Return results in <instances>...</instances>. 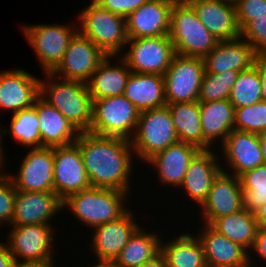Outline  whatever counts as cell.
<instances>
[{"label": "cell", "mask_w": 266, "mask_h": 267, "mask_svg": "<svg viewBox=\"0 0 266 267\" xmlns=\"http://www.w3.org/2000/svg\"><path fill=\"white\" fill-rule=\"evenodd\" d=\"M210 226L246 251L252 249L258 229L254 213L244 207L237 212L215 219Z\"/></svg>", "instance_id": "obj_30"}, {"label": "cell", "mask_w": 266, "mask_h": 267, "mask_svg": "<svg viewBox=\"0 0 266 267\" xmlns=\"http://www.w3.org/2000/svg\"><path fill=\"white\" fill-rule=\"evenodd\" d=\"M237 23L240 30L256 17L266 15V0H240L236 5Z\"/></svg>", "instance_id": "obj_41"}, {"label": "cell", "mask_w": 266, "mask_h": 267, "mask_svg": "<svg viewBox=\"0 0 266 267\" xmlns=\"http://www.w3.org/2000/svg\"><path fill=\"white\" fill-rule=\"evenodd\" d=\"M226 161L232 168V175L242 173L264 164L260 134L233 129L222 143Z\"/></svg>", "instance_id": "obj_21"}, {"label": "cell", "mask_w": 266, "mask_h": 267, "mask_svg": "<svg viewBox=\"0 0 266 267\" xmlns=\"http://www.w3.org/2000/svg\"><path fill=\"white\" fill-rule=\"evenodd\" d=\"M116 56H106L98 65L90 80L87 82L92 100L123 95L127 80L131 74L127 63L120 59V66L111 67L110 58Z\"/></svg>", "instance_id": "obj_28"}, {"label": "cell", "mask_w": 266, "mask_h": 267, "mask_svg": "<svg viewBox=\"0 0 266 267\" xmlns=\"http://www.w3.org/2000/svg\"><path fill=\"white\" fill-rule=\"evenodd\" d=\"M127 196V192L116 189L90 187L67 197L63 207H68L77 219L95 228L123 216L128 211L123 205Z\"/></svg>", "instance_id": "obj_4"}, {"label": "cell", "mask_w": 266, "mask_h": 267, "mask_svg": "<svg viewBox=\"0 0 266 267\" xmlns=\"http://www.w3.org/2000/svg\"><path fill=\"white\" fill-rule=\"evenodd\" d=\"M258 227L266 228V202L254 212Z\"/></svg>", "instance_id": "obj_47"}, {"label": "cell", "mask_w": 266, "mask_h": 267, "mask_svg": "<svg viewBox=\"0 0 266 267\" xmlns=\"http://www.w3.org/2000/svg\"><path fill=\"white\" fill-rule=\"evenodd\" d=\"M257 56L252 46L241 37L219 41L203 58L205 72L220 74L231 70H248L255 64Z\"/></svg>", "instance_id": "obj_20"}, {"label": "cell", "mask_w": 266, "mask_h": 267, "mask_svg": "<svg viewBox=\"0 0 266 267\" xmlns=\"http://www.w3.org/2000/svg\"><path fill=\"white\" fill-rule=\"evenodd\" d=\"M234 129L256 134L266 133V102L235 109Z\"/></svg>", "instance_id": "obj_38"}, {"label": "cell", "mask_w": 266, "mask_h": 267, "mask_svg": "<svg viewBox=\"0 0 266 267\" xmlns=\"http://www.w3.org/2000/svg\"><path fill=\"white\" fill-rule=\"evenodd\" d=\"M149 0H101L98 4L114 14L126 18Z\"/></svg>", "instance_id": "obj_42"}, {"label": "cell", "mask_w": 266, "mask_h": 267, "mask_svg": "<svg viewBox=\"0 0 266 267\" xmlns=\"http://www.w3.org/2000/svg\"><path fill=\"white\" fill-rule=\"evenodd\" d=\"M16 264L7 244L0 243V267H15Z\"/></svg>", "instance_id": "obj_45"}, {"label": "cell", "mask_w": 266, "mask_h": 267, "mask_svg": "<svg viewBox=\"0 0 266 267\" xmlns=\"http://www.w3.org/2000/svg\"><path fill=\"white\" fill-rule=\"evenodd\" d=\"M204 72L203 58L175 54L163 75L166 103L198 101Z\"/></svg>", "instance_id": "obj_8"}, {"label": "cell", "mask_w": 266, "mask_h": 267, "mask_svg": "<svg viewBox=\"0 0 266 267\" xmlns=\"http://www.w3.org/2000/svg\"><path fill=\"white\" fill-rule=\"evenodd\" d=\"M140 267H167L166 259L163 254L160 252L154 258L148 260Z\"/></svg>", "instance_id": "obj_46"}, {"label": "cell", "mask_w": 266, "mask_h": 267, "mask_svg": "<svg viewBox=\"0 0 266 267\" xmlns=\"http://www.w3.org/2000/svg\"><path fill=\"white\" fill-rule=\"evenodd\" d=\"M157 233H148L138 228L116 258L122 267H140L161 252Z\"/></svg>", "instance_id": "obj_33"}, {"label": "cell", "mask_w": 266, "mask_h": 267, "mask_svg": "<svg viewBox=\"0 0 266 267\" xmlns=\"http://www.w3.org/2000/svg\"><path fill=\"white\" fill-rule=\"evenodd\" d=\"M40 80L23 69L0 72V109L15 113L32 107L40 96Z\"/></svg>", "instance_id": "obj_18"}, {"label": "cell", "mask_w": 266, "mask_h": 267, "mask_svg": "<svg viewBox=\"0 0 266 267\" xmlns=\"http://www.w3.org/2000/svg\"><path fill=\"white\" fill-rule=\"evenodd\" d=\"M168 36L175 54L204 58L219 40L200 22L187 1H175L170 14Z\"/></svg>", "instance_id": "obj_3"}, {"label": "cell", "mask_w": 266, "mask_h": 267, "mask_svg": "<svg viewBox=\"0 0 266 267\" xmlns=\"http://www.w3.org/2000/svg\"><path fill=\"white\" fill-rule=\"evenodd\" d=\"M176 0H149L126 17L128 38L168 35L171 8Z\"/></svg>", "instance_id": "obj_17"}, {"label": "cell", "mask_w": 266, "mask_h": 267, "mask_svg": "<svg viewBox=\"0 0 266 267\" xmlns=\"http://www.w3.org/2000/svg\"><path fill=\"white\" fill-rule=\"evenodd\" d=\"M0 133H1V134H0V169H2V167H3L2 165L4 164V163H3V162H4V161H3V158H4V157H3V154H4V153H2V152H3V149H2V146H1V144H2V143H1V142H2V141H1V140H2V139H1V136H3V131H2L1 129H0Z\"/></svg>", "instance_id": "obj_52"}, {"label": "cell", "mask_w": 266, "mask_h": 267, "mask_svg": "<svg viewBox=\"0 0 266 267\" xmlns=\"http://www.w3.org/2000/svg\"><path fill=\"white\" fill-rule=\"evenodd\" d=\"M140 112L165 105L164 76L131 72L123 94Z\"/></svg>", "instance_id": "obj_27"}, {"label": "cell", "mask_w": 266, "mask_h": 267, "mask_svg": "<svg viewBox=\"0 0 266 267\" xmlns=\"http://www.w3.org/2000/svg\"><path fill=\"white\" fill-rule=\"evenodd\" d=\"M199 104L203 150H208L218 137L224 142L234 129L235 107L229 99L199 102Z\"/></svg>", "instance_id": "obj_26"}, {"label": "cell", "mask_w": 266, "mask_h": 267, "mask_svg": "<svg viewBox=\"0 0 266 267\" xmlns=\"http://www.w3.org/2000/svg\"><path fill=\"white\" fill-rule=\"evenodd\" d=\"M75 143L91 187L129 192L133 163L131 140L81 132Z\"/></svg>", "instance_id": "obj_1"}, {"label": "cell", "mask_w": 266, "mask_h": 267, "mask_svg": "<svg viewBox=\"0 0 266 267\" xmlns=\"http://www.w3.org/2000/svg\"><path fill=\"white\" fill-rule=\"evenodd\" d=\"M139 115L140 111L124 95L95 99L89 132L131 140Z\"/></svg>", "instance_id": "obj_6"}, {"label": "cell", "mask_w": 266, "mask_h": 267, "mask_svg": "<svg viewBox=\"0 0 266 267\" xmlns=\"http://www.w3.org/2000/svg\"><path fill=\"white\" fill-rule=\"evenodd\" d=\"M53 262L47 263H17L15 267H54Z\"/></svg>", "instance_id": "obj_50"}, {"label": "cell", "mask_w": 266, "mask_h": 267, "mask_svg": "<svg viewBox=\"0 0 266 267\" xmlns=\"http://www.w3.org/2000/svg\"><path fill=\"white\" fill-rule=\"evenodd\" d=\"M252 250L266 260V228L258 227Z\"/></svg>", "instance_id": "obj_43"}, {"label": "cell", "mask_w": 266, "mask_h": 267, "mask_svg": "<svg viewBox=\"0 0 266 267\" xmlns=\"http://www.w3.org/2000/svg\"><path fill=\"white\" fill-rule=\"evenodd\" d=\"M255 64L258 66V71L262 86V100L266 102V55H258Z\"/></svg>", "instance_id": "obj_44"}, {"label": "cell", "mask_w": 266, "mask_h": 267, "mask_svg": "<svg viewBox=\"0 0 266 267\" xmlns=\"http://www.w3.org/2000/svg\"><path fill=\"white\" fill-rule=\"evenodd\" d=\"M10 130L3 129V135L11 134L20 145L41 148V135L39 120L34 105L30 108L13 113Z\"/></svg>", "instance_id": "obj_34"}, {"label": "cell", "mask_w": 266, "mask_h": 267, "mask_svg": "<svg viewBox=\"0 0 266 267\" xmlns=\"http://www.w3.org/2000/svg\"><path fill=\"white\" fill-rule=\"evenodd\" d=\"M134 132L133 153L145 161L179 141L168 105L140 112Z\"/></svg>", "instance_id": "obj_7"}, {"label": "cell", "mask_w": 266, "mask_h": 267, "mask_svg": "<svg viewBox=\"0 0 266 267\" xmlns=\"http://www.w3.org/2000/svg\"><path fill=\"white\" fill-rule=\"evenodd\" d=\"M239 180L243 190V207L254 213L266 202V164L242 173Z\"/></svg>", "instance_id": "obj_36"}, {"label": "cell", "mask_w": 266, "mask_h": 267, "mask_svg": "<svg viewBox=\"0 0 266 267\" xmlns=\"http://www.w3.org/2000/svg\"><path fill=\"white\" fill-rule=\"evenodd\" d=\"M93 267H122L116 259H99Z\"/></svg>", "instance_id": "obj_48"}, {"label": "cell", "mask_w": 266, "mask_h": 267, "mask_svg": "<svg viewBox=\"0 0 266 267\" xmlns=\"http://www.w3.org/2000/svg\"><path fill=\"white\" fill-rule=\"evenodd\" d=\"M240 37L248 42L258 55H266V15L248 22L240 30Z\"/></svg>", "instance_id": "obj_39"}, {"label": "cell", "mask_w": 266, "mask_h": 267, "mask_svg": "<svg viewBox=\"0 0 266 267\" xmlns=\"http://www.w3.org/2000/svg\"><path fill=\"white\" fill-rule=\"evenodd\" d=\"M22 161L18 175L11 176L16 190L54 191L53 147L31 148Z\"/></svg>", "instance_id": "obj_14"}, {"label": "cell", "mask_w": 266, "mask_h": 267, "mask_svg": "<svg viewBox=\"0 0 266 267\" xmlns=\"http://www.w3.org/2000/svg\"><path fill=\"white\" fill-rule=\"evenodd\" d=\"M40 123L41 147L75 143L80 132L54 107L39 96L34 104Z\"/></svg>", "instance_id": "obj_24"}, {"label": "cell", "mask_w": 266, "mask_h": 267, "mask_svg": "<svg viewBox=\"0 0 266 267\" xmlns=\"http://www.w3.org/2000/svg\"><path fill=\"white\" fill-rule=\"evenodd\" d=\"M63 210V201L54 191L16 190L12 226L49 224L57 212Z\"/></svg>", "instance_id": "obj_16"}, {"label": "cell", "mask_w": 266, "mask_h": 267, "mask_svg": "<svg viewBox=\"0 0 266 267\" xmlns=\"http://www.w3.org/2000/svg\"><path fill=\"white\" fill-rule=\"evenodd\" d=\"M221 1L236 6L240 0H221Z\"/></svg>", "instance_id": "obj_53"}, {"label": "cell", "mask_w": 266, "mask_h": 267, "mask_svg": "<svg viewBox=\"0 0 266 267\" xmlns=\"http://www.w3.org/2000/svg\"><path fill=\"white\" fill-rule=\"evenodd\" d=\"M201 231L197 238L203 247L206 263L229 265L246 263L249 260V251L218 233L210 225L205 224Z\"/></svg>", "instance_id": "obj_29"}, {"label": "cell", "mask_w": 266, "mask_h": 267, "mask_svg": "<svg viewBox=\"0 0 266 267\" xmlns=\"http://www.w3.org/2000/svg\"><path fill=\"white\" fill-rule=\"evenodd\" d=\"M238 74L239 71L234 70L220 74L204 72L198 101L208 102L229 99Z\"/></svg>", "instance_id": "obj_37"}, {"label": "cell", "mask_w": 266, "mask_h": 267, "mask_svg": "<svg viewBox=\"0 0 266 267\" xmlns=\"http://www.w3.org/2000/svg\"><path fill=\"white\" fill-rule=\"evenodd\" d=\"M106 56L91 40L77 32L51 73L58 78L61 74L63 79L87 83Z\"/></svg>", "instance_id": "obj_13"}, {"label": "cell", "mask_w": 266, "mask_h": 267, "mask_svg": "<svg viewBox=\"0 0 266 267\" xmlns=\"http://www.w3.org/2000/svg\"><path fill=\"white\" fill-rule=\"evenodd\" d=\"M195 10L200 22L219 41L240 37L236 6L221 0H186Z\"/></svg>", "instance_id": "obj_19"}, {"label": "cell", "mask_w": 266, "mask_h": 267, "mask_svg": "<svg viewBox=\"0 0 266 267\" xmlns=\"http://www.w3.org/2000/svg\"><path fill=\"white\" fill-rule=\"evenodd\" d=\"M161 253L167 267H205L206 260L199 239L189 233L179 235L167 244L161 242Z\"/></svg>", "instance_id": "obj_32"}, {"label": "cell", "mask_w": 266, "mask_h": 267, "mask_svg": "<svg viewBox=\"0 0 266 267\" xmlns=\"http://www.w3.org/2000/svg\"><path fill=\"white\" fill-rule=\"evenodd\" d=\"M53 230L49 224L12 226L7 246L16 263L53 262Z\"/></svg>", "instance_id": "obj_11"}, {"label": "cell", "mask_w": 266, "mask_h": 267, "mask_svg": "<svg viewBox=\"0 0 266 267\" xmlns=\"http://www.w3.org/2000/svg\"><path fill=\"white\" fill-rule=\"evenodd\" d=\"M130 209L119 219L96 226L93 248L98 259H116L131 236L140 227L133 220Z\"/></svg>", "instance_id": "obj_22"}, {"label": "cell", "mask_w": 266, "mask_h": 267, "mask_svg": "<svg viewBox=\"0 0 266 267\" xmlns=\"http://www.w3.org/2000/svg\"><path fill=\"white\" fill-rule=\"evenodd\" d=\"M167 105L179 141L194 145L203 150L199 101Z\"/></svg>", "instance_id": "obj_31"}, {"label": "cell", "mask_w": 266, "mask_h": 267, "mask_svg": "<svg viewBox=\"0 0 266 267\" xmlns=\"http://www.w3.org/2000/svg\"><path fill=\"white\" fill-rule=\"evenodd\" d=\"M45 76L50 78V82L40 80V96L57 109L80 133L89 132L93 100L87 83L66 79H62L61 82L53 81L55 76L52 73H45Z\"/></svg>", "instance_id": "obj_2"}, {"label": "cell", "mask_w": 266, "mask_h": 267, "mask_svg": "<svg viewBox=\"0 0 266 267\" xmlns=\"http://www.w3.org/2000/svg\"><path fill=\"white\" fill-rule=\"evenodd\" d=\"M260 146H261L264 164H266V133L260 134Z\"/></svg>", "instance_id": "obj_51"}, {"label": "cell", "mask_w": 266, "mask_h": 267, "mask_svg": "<svg viewBox=\"0 0 266 267\" xmlns=\"http://www.w3.org/2000/svg\"><path fill=\"white\" fill-rule=\"evenodd\" d=\"M199 151L200 149L194 145L178 141L159 151L146 162L155 165L160 182L180 187L191 160Z\"/></svg>", "instance_id": "obj_25"}, {"label": "cell", "mask_w": 266, "mask_h": 267, "mask_svg": "<svg viewBox=\"0 0 266 267\" xmlns=\"http://www.w3.org/2000/svg\"><path fill=\"white\" fill-rule=\"evenodd\" d=\"M262 86L258 66L240 71L232 87L229 101L236 108L250 106L262 100Z\"/></svg>", "instance_id": "obj_35"}, {"label": "cell", "mask_w": 266, "mask_h": 267, "mask_svg": "<svg viewBox=\"0 0 266 267\" xmlns=\"http://www.w3.org/2000/svg\"><path fill=\"white\" fill-rule=\"evenodd\" d=\"M131 45L122 58L133 73L164 75L175 55L168 35L128 38Z\"/></svg>", "instance_id": "obj_9"}, {"label": "cell", "mask_w": 266, "mask_h": 267, "mask_svg": "<svg viewBox=\"0 0 266 267\" xmlns=\"http://www.w3.org/2000/svg\"><path fill=\"white\" fill-rule=\"evenodd\" d=\"M91 4H98L101 0H91Z\"/></svg>", "instance_id": "obj_54"}, {"label": "cell", "mask_w": 266, "mask_h": 267, "mask_svg": "<svg viewBox=\"0 0 266 267\" xmlns=\"http://www.w3.org/2000/svg\"><path fill=\"white\" fill-rule=\"evenodd\" d=\"M250 258H251V256L249 255V260L246 263L229 264V265H219V264L206 263L205 267H252L250 265V262H251Z\"/></svg>", "instance_id": "obj_49"}, {"label": "cell", "mask_w": 266, "mask_h": 267, "mask_svg": "<svg viewBox=\"0 0 266 267\" xmlns=\"http://www.w3.org/2000/svg\"><path fill=\"white\" fill-rule=\"evenodd\" d=\"M204 224L210 225L215 219L227 216L243 208V190L239 177L224 169L213 181L207 199L202 203Z\"/></svg>", "instance_id": "obj_15"}, {"label": "cell", "mask_w": 266, "mask_h": 267, "mask_svg": "<svg viewBox=\"0 0 266 267\" xmlns=\"http://www.w3.org/2000/svg\"><path fill=\"white\" fill-rule=\"evenodd\" d=\"M78 20V32L91 40L107 56L122 54L120 50L128 41L126 18L114 14L99 4H90L82 11Z\"/></svg>", "instance_id": "obj_5"}, {"label": "cell", "mask_w": 266, "mask_h": 267, "mask_svg": "<svg viewBox=\"0 0 266 267\" xmlns=\"http://www.w3.org/2000/svg\"><path fill=\"white\" fill-rule=\"evenodd\" d=\"M53 160L54 192L62 201L91 187L76 143L53 147Z\"/></svg>", "instance_id": "obj_12"}, {"label": "cell", "mask_w": 266, "mask_h": 267, "mask_svg": "<svg viewBox=\"0 0 266 267\" xmlns=\"http://www.w3.org/2000/svg\"><path fill=\"white\" fill-rule=\"evenodd\" d=\"M22 31L34 49L44 72L51 73L62 60L70 40L78 29L71 25L36 24L23 26Z\"/></svg>", "instance_id": "obj_10"}, {"label": "cell", "mask_w": 266, "mask_h": 267, "mask_svg": "<svg viewBox=\"0 0 266 267\" xmlns=\"http://www.w3.org/2000/svg\"><path fill=\"white\" fill-rule=\"evenodd\" d=\"M211 150H200L191 160L180 184L199 205L207 199L213 181L222 171L221 164Z\"/></svg>", "instance_id": "obj_23"}, {"label": "cell", "mask_w": 266, "mask_h": 267, "mask_svg": "<svg viewBox=\"0 0 266 267\" xmlns=\"http://www.w3.org/2000/svg\"><path fill=\"white\" fill-rule=\"evenodd\" d=\"M1 172L0 169V224L8 222L10 225L14 216L16 189L11 178Z\"/></svg>", "instance_id": "obj_40"}]
</instances>
